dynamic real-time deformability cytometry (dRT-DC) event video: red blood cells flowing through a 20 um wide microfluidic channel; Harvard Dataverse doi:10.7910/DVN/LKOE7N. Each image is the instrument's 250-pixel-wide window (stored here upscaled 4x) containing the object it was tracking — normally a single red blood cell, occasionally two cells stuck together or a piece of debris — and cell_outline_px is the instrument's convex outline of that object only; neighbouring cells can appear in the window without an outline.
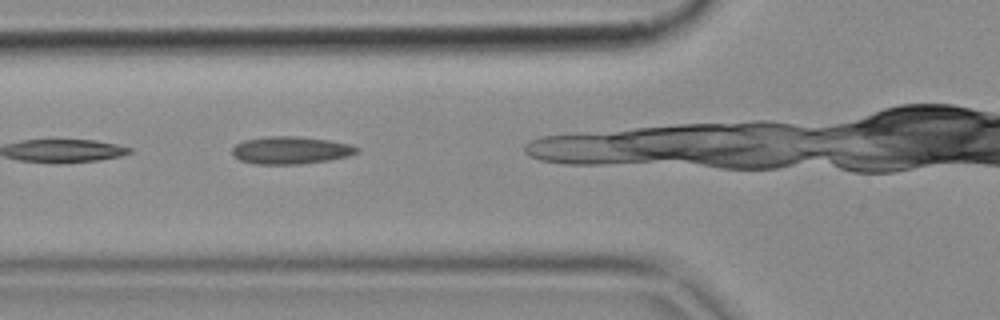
{"species": "common noctule bat (a hibernating species)", "species_latin": "Nyctalus noctula", "temperature_condition": "cold", "stored_images_in_passage": 5, "camera_frame_rate_fps": 3000, "um_per_image_px": 0.085, "animal": {"sex": "female", "body_mass_g": 18.4}, "frame": {"image": 1, "passage_image": 2, "time_ms": 0.333, "image_size_px": [1000, 320], "cell_outline_px": [[360, 152], [348, 156], [328, 160], [296, 164], [256, 164], [240, 160], [232, 156], [232, 148], [236, 144], [244, 140], [272, 136], [296, 136], [328, 140], [348, 144], [360, 148]], "centroid_in_image_um": [24.7, 12.77], "position_along_channel_um": 101.1, "area_um2": 19.88}}